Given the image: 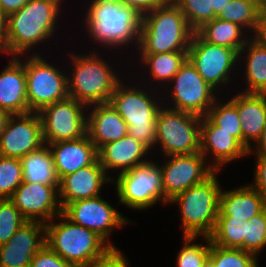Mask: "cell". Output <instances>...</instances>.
<instances>
[{
  "label": "cell",
  "instance_id": "6da1fadb",
  "mask_svg": "<svg viewBox=\"0 0 266 267\" xmlns=\"http://www.w3.org/2000/svg\"><path fill=\"white\" fill-rule=\"evenodd\" d=\"M62 0H29L20 10L7 16V32L0 52L20 56L52 39L61 14ZM59 15V16H58Z\"/></svg>",
  "mask_w": 266,
  "mask_h": 267
},
{
  "label": "cell",
  "instance_id": "7a4b0ae2",
  "mask_svg": "<svg viewBox=\"0 0 266 267\" xmlns=\"http://www.w3.org/2000/svg\"><path fill=\"white\" fill-rule=\"evenodd\" d=\"M90 1L83 21L90 39L105 49H122L132 43L138 49L141 15L117 0Z\"/></svg>",
  "mask_w": 266,
  "mask_h": 267
},
{
  "label": "cell",
  "instance_id": "3957f363",
  "mask_svg": "<svg viewBox=\"0 0 266 267\" xmlns=\"http://www.w3.org/2000/svg\"><path fill=\"white\" fill-rule=\"evenodd\" d=\"M195 31L180 8L171 0L141 16L140 54L188 51Z\"/></svg>",
  "mask_w": 266,
  "mask_h": 267
},
{
  "label": "cell",
  "instance_id": "277c9868",
  "mask_svg": "<svg viewBox=\"0 0 266 267\" xmlns=\"http://www.w3.org/2000/svg\"><path fill=\"white\" fill-rule=\"evenodd\" d=\"M57 217L45 223V243L74 267H92L113 250L96 232L72 223L62 213Z\"/></svg>",
  "mask_w": 266,
  "mask_h": 267
},
{
  "label": "cell",
  "instance_id": "5b68a950",
  "mask_svg": "<svg viewBox=\"0 0 266 267\" xmlns=\"http://www.w3.org/2000/svg\"><path fill=\"white\" fill-rule=\"evenodd\" d=\"M122 82L121 80L117 84L109 103L127 123L128 135L141 142L150 150L155 146L158 111L163 107L164 103L166 105L165 101L167 100L157 97L160 95H158V91L155 88H153L154 91L152 92V88L148 87V89L145 86V91L144 87L142 89V86H138L140 84L133 86L129 83L128 86V84L126 85ZM155 92L157 93L156 97H154Z\"/></svg>",
  "mask_w": 266,
  "mask_h": 267
},
{
  "label": "cell",
  "instance_id": "8992f818",
  "mask_svg": "<svg viewBox=\"0 0 266 267\" xmlns=\"http://www.w3.org/2000/svg\"><path fill=\"white\" fill-rule=\"evenodd\" d=\"M101 56L95 50L83 55L70 54L72 71L67 76L68 94L87 107L109 102L122 80Z\"/></svg>",
  "mask_w": 266,
  "mask_h": 267
},
{
  "label": "cell",
  "instance_id": "52a82bcc",
  "mask_svg": "<svg viewBox=\"0 0 266 267\" xmlns=\"http://www.w3.org/2000/svg\"><path fill=\"white\" fill-rule=\"evenodd\" d=\"M215 171L205 181L190 187L169 201L179 206L183 235L210 236L215 228L221 183Z\"/></svg>",
  "mask_w": 266,
  "mask_h": 267
},
{
  "label": "cell",
  "instance_id": "ba28073f",
  "mask_svg": "<svg viewBox=\"0 0 266 267\" xmlns=\"http://www.w3.org/2000/svg\"><path fill=\"white\" fill-rule=\"evenodd\" d=\"M157 164L148 160L112 178L120 203L139 211L152 207L158 201L169 204L164 196L161 168Z\"/></svg>",
  "mask_w": 266,
  "mask_h": 267
},
{
  "label": "cell",
  "instance_id": "9c48e42d",
  "mask_svg": "<svg viewBox=\"0 0 266 267\" xmlns=\"http://www.w3.org/2000/svg\"><path fill=\"white\" fill-rule=\"evenodd\" d=\"M161 107L156 118V140L164 156L200 152L201 119L190 112Z\"/></svg>",
  "mask_w": 266,
  "mask_h": 267
},
{
  "label": "cell",
  "instance_id": "30bf717a",
  "mask_svg": "<svg viewBox=\"0 0 266 267\" xmlns=\"http://www.w3.org/2000/svg\"><path fill=\"white\" fill-rule=\"evenodd\" d=\"M44 59L36 51L24 61L29 112H39L69 97L68 74Z\"/></svg>",
  "mask_w": 266,
  "mask_h": 267
},
{
  "label": "cell",
  "instance_id": "8fae6325",
  "mask_svg": "<svg viewBox=\"0 0 266 267\" xmlns=\"http://www.w3.org/2000/svg\"><path fill=\"white\" fill-rule=\"evenodd\" d=\"M172 89L167 91L171 99L167 103L170 109L177 111L190 112L201 117L206 116L215 101L219 98L218 91L215 92L209 83H207L198 73L193 64L187 59L180 67L179 71L172 78ZM217 93V94H214ZM216 95V96H215Z\"/></svg>",
  "mask_w": 266,
  "mask_h": 267
},
{
  "label": "cell",
  "instance_id": "7c38bea8",
  "mask_svg": "<svg viewBox=\"0 0 266 267\" xmlns=\"http://www.w3.org/2000/svg\"><path fill=\"white\" fill-rule=\"evenodd\" d=\"M38 114L45 144L79 139L87 135V106L74 98L67 97L52 103Z\"/></svg>",
  "mask_w": 266,
  "mask_h": 267
},
{
  "label": "cell",
  "instance_id": "4fadbf2b",
  "mask_svg": "<svg viewBox=\"0 0 266 267\" xmlns=\"http://www.w3.org/2000/svg\"><path fill=\"white\" fill-rule=\"evenodd\" d=\"M238 59L239 53L234 49L206 42L196 32L193 33L188 60L216 91L230 83L232 71L239 66Z\"/></svg>",
  "mask_w": 266,
  "mask_h": 267
},
{
  "label": "cell",
  "instance_id": "5bb4252c",
  "mask_svg": "<svg viewBox=\"0 0 266 267\" xmlns=\"http://www.w3.org/2000/svg\"><path fill=\"white\" fill-rule=\"evenodd\" d=\"M62 214L72 223L96 232L113 249L118 248L108 240L111 232L129 223L125 216L101 196L68 203L62 209Z\"/></svg>",
  "mask_w": 266,
  "mask_h": 267
},
{
  "label": "cell",
  "instance_id": "9a60e30c",
  "mask_svg": "<svg viewBox=\"0 0 266 267\" xmlns=\"http://www.w3.org/2000/svg\"><path fill=\"white\" fill-rule=\"evenodd\" d=\"M160 165L164 196L170 201L178 194L209 178L216 170L201 152L166 156Z\"/></svg>",
  "mask_w": 266,
  "mask_h": 267
},
{
  "label": "cell",
  "instance_id": "2e32d148",
  "mask_svg": "<svg viewBox=\"0 0 266 267\" xmlns=\"http://www.w3.org/2000/svg\"><path fill=\"white\" fill-rule=\"evenodd\" d=\"M44 144L38 112L10 115L0 136V155L21 159Z\"/></svg>",
  "mask_w": 266,
  "mask_h": 267
},
{
  "label": "cell",
  "instance_id": "e0dca14e",
  "mask_svg": "<svg viewBox=\"0 0 266 267\" xmlns=\"http://www.w3.org/2000/svg\"><path fill=\"white\" fill-rule=\"evenodd\" d=\"M59 186L22 182L10 200L27 221L47 223L62 213Z\"/></svg>",
  "mask_w": 266,
  "mask_h": 267
},
{
  "label": "cell",
  "instance_id": "ac0fdd59",
  "mask_svg": "<svg viewBox=\"0 0 266 267\" xmlns=\"http://www.w3.org/2000/svg\"><path fill=\"white\" fill-rule=\"evenodd\" d=\"M45 244V223L26 221L11 239L0 246V267H29Z\"/></svg>",
  "mask_w": 266,
  "mask_h": 267
},
{
  "label": "cell",
  "instance_id": "d6986e66",
  "mask_svg": "<svg viewBox=\"0 0 266 267\" xmlns=\"http://www.w3.org/2000/svg\"><path fill=\"white\" fill-rule=\"evenodd\" d=\"M97 159L93 164L60 179L58 198L63 209L68 203L100 196L103 185L111 181Z\"/></svg>",
  "mask_w": 266,
  "mask_h": 267
},
{
  "label": "cell",
  "instance_id": "ffe728a7",
  "mask_svg": "<svg viewBox=\"0 0 266 267\" xmlns=\"http://www.w3.org/2000/svg\"><path fill=\"white\" fill-rule=\"evenodd\" d=\"M200 152L207 159L213 157L211 166L220 171L223 165L248 156V150L229 132L220 130L207 116L201 119Z\"/></svg>",
  "mask_w": 266,
  "mask_h": 267
},
{
  "label": "cell",
  "instance_id": "44dd1931",
  "mask_svg": "<svg viewBox=\"0 0 266 267\" xmlns=\"http://www.w3.org/2000/svg\"><path fill=\"white\" fill-rule=\"evenodd\" d=\"M236 106L242 129V145L249 151L266 127V93H236L230 99Z\"/></svg>",
  "mask_w": 266,
  "mask_h": 267
},
{
  "label": "cell",
  "instance_id": "7402d4cb",
  "mask_svg": "<svg viewBox=\"0 0 266 267\" xmlns=\"http://www.w3.org/2000/svg\"><path fill=\"white\" fill-rule=\"evenodd\" d=\"M87 111V135L97 150L128 134L127 123L109 102L88 106Z\"/></svg>",
  "mask_w": 266,
  "mask_h": 267
},
{
  "label": "cell",
  "instance_id": "603a6c76",
  "mask_svg": "<svg viewBox=\"0 0 266 267\" xmlns=\"http://www.w3.org/2000/svg\"><path fill=\"white\" fill-rule=\"evenodd\" d=\"M11 58L0 73V109L10 115L29 113L24 61L19 56Z\"/></svg>",
  "mask_w": 266,
  "mask_h": 267
},
{
  "label": "cell",
  "instance_id": "cb8c5ba5",
  "mask_svg": "<svg viewBox=\"0 0 266 267\" xmlns=\"http://www.w3.org/2000/svg\"><path fill=\"white\" fill-rule=\"evenodd\" d=\"M59 179L93 164L98 159L97 148L88 135L83 138L48 144Z\"/></svg>",
  "mask_w": 266,
  "mask_h": 267
},
{
  "label": "cell",
  "instance_id": "d4e9b609",
  "mask_svg": "<svg viewBox=\"0 0 266 267\" xmlns=\"http://www.w3.org/2000/svg\"><path fill=\"white\" fill-rule=\"evenodd\" d=\"M149 151L145 145L127 134L119 140L101 146L97 154L99 163L108 174L111 169L120 170L119 173H122L148 161L149 159L144 157Z\"/></svg>",
  "mask_w": 266,
  "mask_h": 267
},
{
  "label": "cell",
  "instance_id": "484cf974",
  "mask_svg": "<svg viewBox=\"0 0 266 267\" xmlns=\"http://www.w3.org/2000/svg\"><path fill=\"white\" fill-rule=\"evenodd\" d=\"M265 208L259 193L250 185L240 186L220 193L218 217L248 221Z\"/></svg>",
  "mask_w": 266,
  "mask_h": 267
},
{
  "label": "cell",
  "instance_id": "4316f807",
  "mask_svg": "<svg viewBox=\"0 0 266 267\" xmlns=\"http://www.w3.org/2000/svg\"><path fill=\"white\" fill-rule=\"evenodd\" d=\"M240 58L246 60L244 76L246 75L247 87L242 92L266 93V43L256 36L250 37L240 50L239 63Z\"/></svg>",
  "mask_w": 266,
  "mask_h": 267
},
{
  "label": "cell",
  "instance_id": "83f0119b",
  "mask_svg": "<svg viewBox=\"0 0 266 267\" xmlns=\"http://www.w3.org/2000/svg\"><path fill=\"white\" fill-rule=\"evenodd\" d=\"M20 160L23 182L59 186L60 179L48 144L24 155Z\"/></svg>",
  "mask_w": 266,
  "mask_h": 267
},
{
  "label": "cell",
  "instance_id": "f1b7e54d",
  "mask_svg": "<svg viewBox=\"0 0 266 267\" xmlns=\"http://www.w3.org/2000/svg\"><path fill=\"white\" fill-rule=\"evenodd\" d=\"M195 32L206 42L234 49L238 53L250 37L238 24L218 18L204 23Z\"/></svg>",
  "mask_w": 266,
  "mask_h": 267
},
{
  "label": "cell",
  "instance_id": "f546056e",
  "mask_svg": "<svg viewBox=\"0 0 266 267\" xmlns=\"http://www.w3.org/2000/svg\"><path fill=\"white\" fill-rule=\"evenodd\" d=\"M140 55L141 57L139 59L141 61V65L143 63L144 67H147L150 72L148 73L150 75V80H155L153 81L155 83L159 81L157 83L159 88H161L160 86L164 83L162 86L164 90L166 89L164 86L165 83L168 84V82H171L180 67L188 59V51Z\"/></svg>",
  "mask_w": 266,
  "mask_h": 267
},
{
  "label": "cell",
  "instance_id": "4dcf8cb0",
  "mask_svg": "<svg viewBox=\"0 0 266 267\" xmlns=\"http://www.w3.org/2000/svg\"><path fill=\"white\" fill-rule=\"evenodd\" d=\"M216 18L236 23L246 32L253 31L254 35L251 36H255L259 28L260 9L256 0H232L221 9Z\"/></svg>",
  "mask_w": 266,
  "mask_h": 267
},
{
  "label": "cell",
  "instance_id": "1f68e13d",
  "mask_svg": "<svg viewBox=\"0 0 266 267\" xmlns=\"http://www.w3.org/2000/svg\"><path fill=\"white\" fill-rule=\"evenodd\" d=\"M245 221L233 217H217L213 233L209 236L211 242L223 248L243 250Z\"/></svg>",
  "mask_w": 266,
  "mask_h": 267
},
{
  "label": "cell",
  "instance_id": "d6a6232c",
  "mask_svg": "<svg viewBox=\"0 0 266 267\" xmlns=\"http://www.w3.org/2000/svg\"><path fill=\"white\" fill-rule=\"evenodd\" d=\"M218 99L207 113V117L220 128L229 132L230 135L235 137L242 144V129L237 111V106L228 100L224 103H218Z\"/></svg>",
  "mask_w": 266,
  "mask_h": 267
},
{
  "label": "cell",
  "instance_id": "836d02e7",
  "mask_svg": "<svg viewBox=\"0 0 266 267\" xmlns=\"http://www.w3.org/2000/svg\"><path fill=\"white\" fill-rule=\"evenodd\" d=\"M257 256L242 249L223 248L211 242L208 262L212 267H258Z\"/></svg>",
  "mask_w": 266,
  "mask_h": 267
},
{
  "label": "cell",
  "instance_id": "e575fe53",
  "mask_svg": "<svg viewBox=\"0 0 266 267\" xmlns=\"http://www.w3.org/2000/svg\"><path fill=\"white\" fill-rule=\"evenodd\" d=\"M197 238L199 236L183 235V247L177 254L176 267H203L208 261L211 239L203 236L204 245L194 243Z\"/></svg>",
  "mask_w": 266,
  "mask_h": 267
},
{
  "label": "cell",
  "instance_id": "d590c367",
  "mask_svg": "<svg viewBox=\"0 0 266 267\" xmlns=\"http://www.w3.org/2000/svg\"><path fill=\"white\" fill-rule=\"evenodd\" d=\"M266 247V207L258 214L245 221L243 251L258 257Z\"/></svg>",
  "mask_w": 266,
  "mask_h": 267
},
{
  "label": "cell",
  "instance_id": "8d00e7d4",
  "mask_svg": "<svg viewBox=\"0 0 266 267\" xmlns=\"http://www.w3.org/2000/svg\"><path fill=\"white\" fill-rule=\"evenodd\" d=\"M22 182L21 160L0 155V199H10Z\"/></svg>",
  "mask_w": 266,
  "mask_h": 267
},
{
  "label": "cell",
  "instance_id": "74e56055",
  "mask_svg": "<svg viewBox=\"0 0 266 267\" xmlns=\"http://www.w3.org/2000/svg\"><path fill=\"white\" fill-rule=\"evenodd\" d=\"M173 2L180 8L194 31L216 18L212 0H173Z\"/></svg>",
  "mask_w": 266,
  "mask_h": 267
},
{
  "label": "cell",
  "instance_id": "f35d334b",
  "mask_svg": "<svg viewBox=\"0 0 266 267\" xmlns=\"http://www.w3.org/2000/svg\"><path fill=\"white\" fill-rule=\"evenodd\" d=\"M26 221L10 199H0V246L6 244Z\"/></svg>",
  "mask_w": 266,
  "mask_h": 267
},
{
  "label": "cell",
  "instance_id": "ab89813d",
  "mask_svg": "<svg viewBox=\"0 0 266 267\" xmlns=\"http://www.w3.org/2000/svg\"><path fill=\"white\" fill-rule=\"evenodd\" d=\"M29 267H74L69 262L62 259L46 243L35 254Z\"/></svg>",
  "mask_w": 266,
  "mask_h": 267
},
{
  "label": "cell",
  "instance_id": "60d3db41",
  "mask_svg": "<svg viewBox=\"0 0 266 267\" xmlns=\"http://www.w3.org/2000/svg\"><path fill=\"white\" fill-rule=\"evenodd\" d=\"M254 156L256 157L255 159H257L254 168V181L249 185L259 193L266 207V158L255 154Z\"/></svg>",
  "mask_w": 266,
  "mask_h": 267
},
{
  "label": "cell",
  "instance_id": "b9f144b4",
  "mask_svg": "<svg viewBox=\"0 0 266 267\" xmlns=\"http://www.w3.org/2000/svg\"><path fill=\"white\" fill-rule=\"evenodd\" d=\"M127 7L133 8L138 14H144L152 11L154 8L163 5L167 0H117Z\"/></svg>",
  "mask_w": 266,
  "mask_h": 267
},
{
  "label": "cell",
  "instance_id": "7bdbcfd3",
  "mask_svg": "<svg viewBox=\"0 0 266 267\" xmlns=\"http://www.w3.org/2000/svg\"><path fill=\"white\" fill-rule=\"evenodd\" d=\"M129 260L119 249H113L105 258L96 262L92 267H127Z\"/></svg>",
  "mask_w": 266,
  "mask_h": 267
},
{
  "label": "cell",
  "instance_id": "ee69618b",
  "mask_svg": "<svg viewBox=\"0 0 266 267\" xmlns=\"http://www.w3.org/2000/svg\"><path fill=\"white\" fill-rule=\"evenodd\" d=\"M29 0H0V11L6 16L20 10Z\"/></svg>",
  "mask_w": 266,
  "mask_h": 267
},
{
  "label": "cell",
  "instance_id": "f6af8a7d",
  "mask_svg": "<svg viewBox=\"0 0 266 267\" xmlns=\"http://www.w3.org/2000/svg\"><path fill=\"white\" fill-rule=\"evenodd\" d=\"M255 144L256 145L252 146L253 148H251L248 151L247 155H250V154H252V152H254L255 155L266 158V127H265L264 131L262 132L261 137L259 138V140ZM254 147H255V149H254Z\"/></svg>",
  "mask_w": 266,
  "mask_h": 267
},
{
  "label": "cell",
  "instance_id": "bcb514c9",
  "mask_svg": "<svg viewBox=\"0 0 266 267\" xmlns=\"http://www.w3.org/2000/svg\"><path fill=\"white\" fill-rule=\"evenodd\" d=\"M255 36L266 43V10L260 11L259 28Z\"/></svg>",
  "mask_w": 266,
  "mask_h": 267
},
{
  "label": "cell",
  "instance_id": "7dc6e473",
  "mask_svg": "<svg viewBox=\"0 0 266 267\" xmlns=\"http://www.w3.org/2000/svg\"><path fill=\"white\" fill-rule=\"evenodd\" d=\"M7 32V16L0 11V47L4 44Z\"/></svg>",
  "mask_w": 266,
  "mask_h": 267
},
{
  "label": "cell",
  "instance_id": "c3c4849f",
  "mask_svg": "<svg viewBox=\"0 0 266 267\" xmlns=\"http://www.w3.org/2000/svg\"><path fill=\"white\" fill-rule=\"evenodd\" d=\"M232 0H212V8L217 16L221 9H224V7L228 4V2H231Z\"/></svg>",
  "mask_w": 266,
  "mask_h": 267
},
{
  "label": "cell",
  "instance_id": "681fc988",
  "mask_svg": "<svg viewBox=\"0 0 266 267\" xmlns=\"http://www.w3.org/2000/svg\"><path fill=\"white\" fill-rule=\"evenodd\" d=\"M10 114L6 112L5 110L0 109V136L4 131L6 122L9 118Z\"/></svg>",
  "mask_w": 266,
  "mask_h": 267
},
{
  "label": "cell",
  "instance_id": "f907efd6",
  "mask_svg": "<svg viewBox=\"0 0 266 267\" xmlns=\"http://www.w3.org/2000/svg\"><path fill=\"white\" fill-rule=\"evenodd\" d=\"M256 3L260 11L266 10V0H256Z\"/></svg>",
  "mask_w": 266,
  "mask_h": 267
},
{
  "label": "cell",
  "instance_id": "816d5d0a",
  "mask_svg": "<svg viewBox=\"0 0 266 267\" xmlns=\"http://www.w3.org/2000/svg\"><path fill=\"white\" fill-rule=\"evenodd\" d=\"M203 267H212L211 264L207 261Z\"/></svg>",
  "mask_w": 266,
  "mask_h": 267
}]
</instances>
